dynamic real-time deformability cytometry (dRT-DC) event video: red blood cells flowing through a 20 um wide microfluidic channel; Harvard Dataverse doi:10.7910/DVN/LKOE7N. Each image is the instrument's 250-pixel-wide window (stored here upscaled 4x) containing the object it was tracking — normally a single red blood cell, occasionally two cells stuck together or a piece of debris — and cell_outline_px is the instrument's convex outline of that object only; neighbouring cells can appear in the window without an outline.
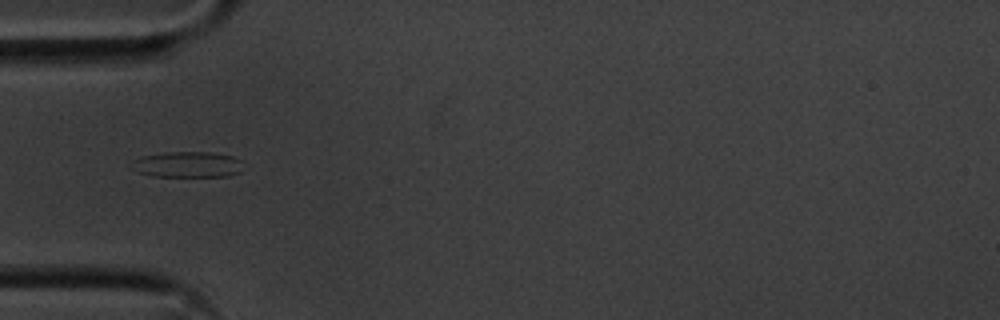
{"species": "common noctule bat (a hibernating species)", "species_latin": "Nyctalus noctula", "temperature_condition": "cold", "stored_images_in_passage": 39, "camera_frame_rate_fps": 3000, "um_per_image_px": 0.085, "animal": {"sex": "male", "body_mass_g": 20.1, "forearm_length_mm": 53.5}, "frame": {"image": 1, "passage_image": 1, "time_ms": 0.0, "image_size_px": [1000, 320], "cell_outline_px": [[248, 168], [240, 172], [228, 176], [152, 176], [140, 172], [132, 168], [132, 160], [140, 156], [164, 152], [212, 152], [232, 156], [244, 160]], "centroid_in_image_um": [16.04, 13.97], "position_along_channel_um": 69.0, "area_um2": 17.22}}
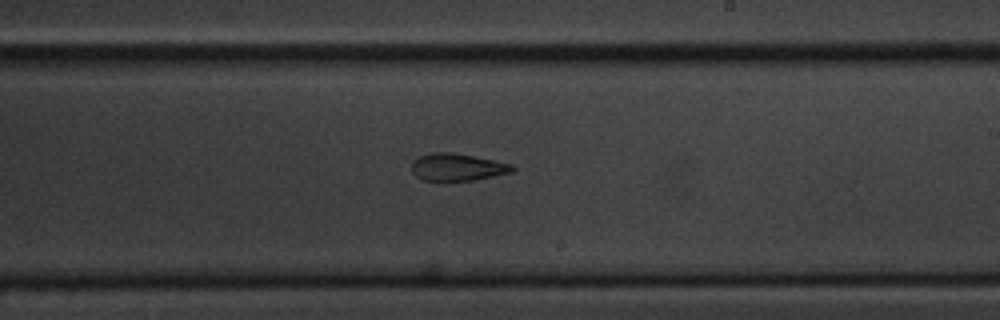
{"frame": {"image": 2, "passage_image": 16, "time_ms": 5.0, "image_size_px": [1000, 320], "cell_outline_px": [[516, 168], [512, 172], [476, 180], [424, 180], [416, 176], [412, 172], [412, 160], [416, 156], [432, 152], [452, 152], [512, 164]], "centroid_in_image_um": [38.84, 14.19], "position_along_channel_um": 250.2, "area_um2": 16.01}}
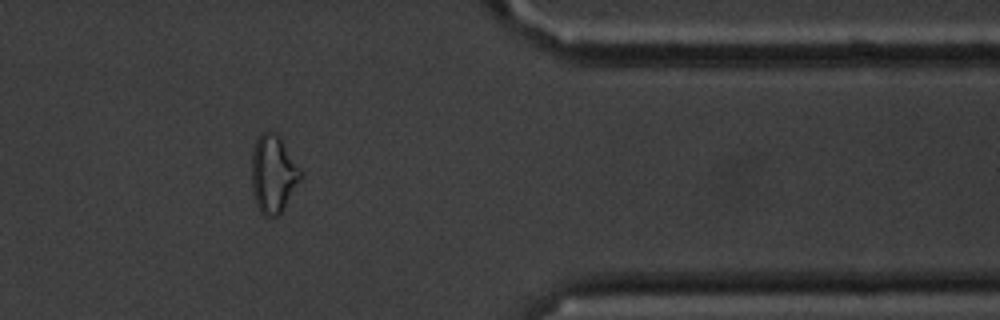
{"frame": {"image": 3, "passage_image": 29, "time_ms": 9.333, "image_size_px": [1000, 320], "cell_outline_px": [[304, 176], [280, 216], [264, 216], [260, 212], [256, 204], [252, 192], [252, 152], [256, 140], [260, 132], [268, 128], [276, 132], [280, 136]], "centroid_in_image_um": [23.23, 14.78], "position_along_channel_um": 388.2, "area_um2": 22.77}, "authors_computed_cell_mechanics": {"area_um2": 17.5134, "velocity_mm_per_s": 3.6129, "shape_relaxation_time_tau1_ms": 4.6997, "shape_relaxation_time_tau2_ms": 2.6557, "deformation_change_tau1": 0.1325, "deformation_change_tau2": 0.1002}}